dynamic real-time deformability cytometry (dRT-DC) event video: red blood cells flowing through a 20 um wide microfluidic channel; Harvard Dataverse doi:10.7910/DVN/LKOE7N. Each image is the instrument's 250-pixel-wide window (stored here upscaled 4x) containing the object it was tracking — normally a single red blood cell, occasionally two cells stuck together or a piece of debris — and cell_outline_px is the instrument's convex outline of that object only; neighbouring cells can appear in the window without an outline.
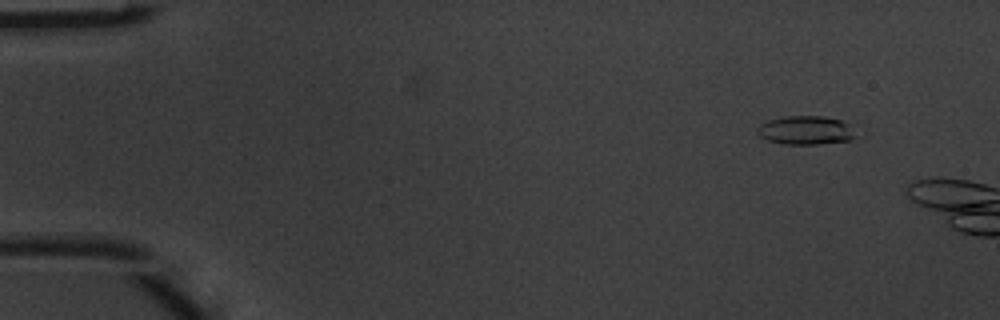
{"species": "common noctule bat (a hibernating species)", "species_latin": "Nyctalus noctula", "temperature_condition": "warm", "stored_images_in_passage": 2, "camera_frame_rate_fps": 3000, "um_per_image_px": 0.085, "animal": {"sex": "male", "body_mass_g": 20.1, "forearm_length_mm": 53.5}, "frame": {"image": 1, "passage_image": 1, "time_ms": 0.0, "image_size_px": [1000, 320], "cell_outline_px": [[852, 140], [820, 144], [784, 144], [768, 140], [760, 136], [756, 132], [756, 128], [760, 124], [768, 120], [784, 116], [824, 116], [840, 120], [848, 124], [852, 136]], "centroid_in_image_um": [68.4, 11.07], "position_along_channel_um": 16.6, "area_um2": 16.24}}